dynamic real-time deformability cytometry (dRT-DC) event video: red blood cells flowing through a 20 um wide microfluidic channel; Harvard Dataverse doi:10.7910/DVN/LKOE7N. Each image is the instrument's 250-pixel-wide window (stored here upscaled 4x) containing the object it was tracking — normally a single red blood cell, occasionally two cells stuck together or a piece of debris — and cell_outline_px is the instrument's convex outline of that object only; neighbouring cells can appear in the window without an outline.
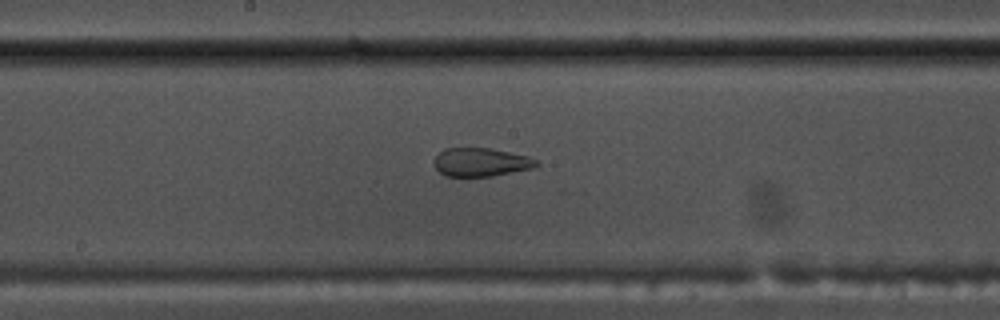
{"species": "common noctule bat (a hibernating species)", "species_latin": "Nyctalus noctula", "temperature_condition": "warm", "stored_images_in_passage": 45, "camera_frame_rate_fps": 3000, "um_per_image_px": 0.085, "animal": {"sex": "male", "body_mass_g": 17.5, "forearm_length_mm": 52.3}, "frame": {"image": 1, "passage_image": 27, "time_ms": 8.667, "image_size_px": [1000, 320], "cell_outline_px": [[540, 164], [536, 168], [492, 176], [444, 176], [432, 164], [432, 160], [444, 148], [488, 148], [528, 156], [536, 160]], "centroid_in_image_um": [40.87, 13.79], "position_along_channel_um": 207.3, "area_um2": 17.11}}
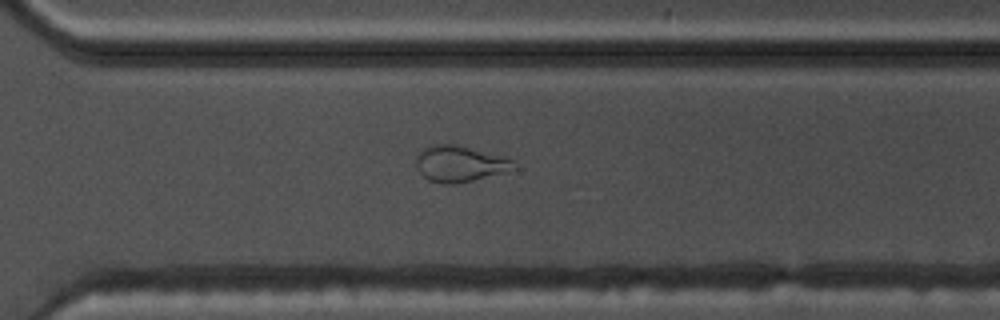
{"frame": {"image": 2, "passage_image": 37, "time_ms": 12.0, "image_size_px": [1000, 320], "cell_outline_px": [[520, 168], [508, 172], [456, 184], [444, 184], [428, 180], [420, 172], [416, 164], [416, 156], [424, 148], [432, 144], [456, 144], [508, 156], [516, 160]], "centroid_in_image_um": [39.2, 13.91], "position_along_channel_um": 331.4, "area_um2": 21.21}}
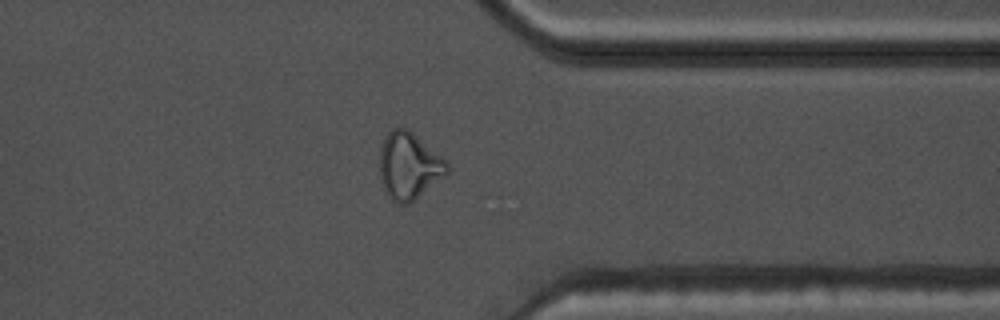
{"frame": {"image": 3, "passage_image": 41, "time_ms": 13.333, "image_size_px": [1000, 320], "cell_outline_px": [[448, 172], [444, 176], [408, 204], [400, 204], [392, 200], [384, 188], [380, 176], [380, 148], [388, 132], [392, 128], [408, 128], [448, 160]], "centroid_in_image_um": [34.77, 14.06], "position_along_channel_um": 376.6, "area_um2": 26.13}, "authors_computed_cell_mechanics": {"area_um2": 21.675, "velocity_mm_per_s": 3.7284, "shape_relaxation_time_tau1_ms": null, "shape_relaxation_time_tau2_ms": 1.0867, "deformation_change_tau1": null, "deformation_change_tau2": 0.0713}}